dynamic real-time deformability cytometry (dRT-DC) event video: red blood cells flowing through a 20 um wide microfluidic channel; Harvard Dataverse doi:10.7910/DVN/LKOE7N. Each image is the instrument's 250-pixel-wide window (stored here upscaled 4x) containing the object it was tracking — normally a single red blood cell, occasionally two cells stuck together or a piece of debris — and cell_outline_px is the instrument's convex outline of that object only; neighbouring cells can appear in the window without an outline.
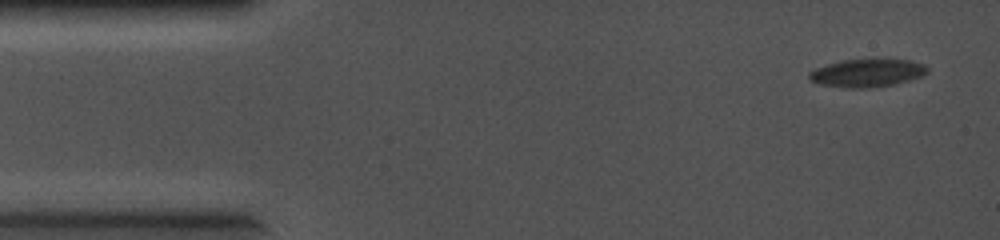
{"species": "common noctule bat (a hibernating species)", "species_latin": "Nyctalus noctula", "temperature_condition": "cold", "stored_images_in_passage": 8, "camera_frame_rate_fps": 5000, "um_per_image_px": 0.085, "animal": {"sex": "female", "body_mass_g": 19.0, "forearm_length_mm": 56.7}, "frame": {"image": 1, "passage_image": 1, "time_ms": 0.0, "image_size_px": [1000, 240], "cell_outline_px": [[928, 72], [920, 76], [908, 80], [892, 84], [868, 88], [848, 88], [820, 84], [808, 80], [808, 72], [816, 68], [840, 60], [872, 56], [908, 60], [924, 64], [928, 68]], "centroid_in_image_um": [73.68, 6.15], "position_along_channel_um": 11.3, "area_um2": 19.94}}